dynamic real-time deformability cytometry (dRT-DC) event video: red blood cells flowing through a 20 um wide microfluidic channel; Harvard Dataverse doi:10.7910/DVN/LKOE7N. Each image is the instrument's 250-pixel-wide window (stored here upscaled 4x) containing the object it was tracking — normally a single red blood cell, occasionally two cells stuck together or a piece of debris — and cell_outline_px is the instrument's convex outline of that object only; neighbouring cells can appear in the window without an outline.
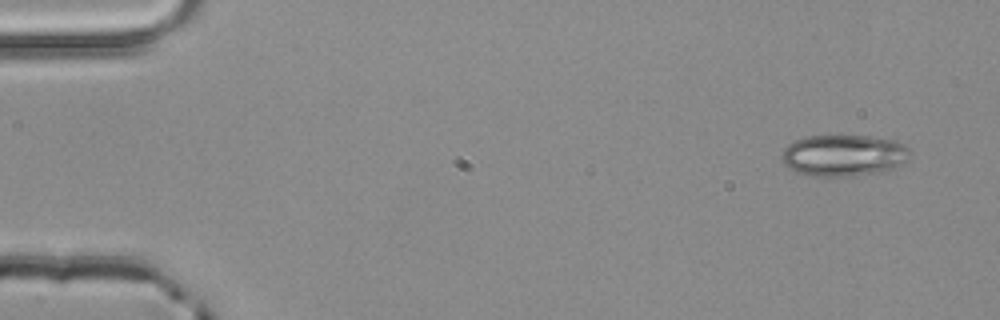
{"species": "common noctule bat (a hibernating species)", "species_latin": "Nyctalus noctula", "temperature_condition": "room temperature", "stored_images_in_passage": 5, "camera_frame_rate_fps": 3000, "um_per_image_px": 0.085, "animal": {"sex": "male", "body_mass_g": 20.4}, "frame": {"image": 1, "passage_image": 1, "time_ms": 0.0, "image_size_px": [1000, 320], "cell_outline_px": [[912, 152], [896, 168], [876, 172], [852, 176], [816, 176], [796, 172], [788, 168], [784, 164], [780, 156], [784, 148], [788, 144], [804, 136], [868, 136], [896, 140], [904, 144]], "centroid_in_image_um": [71.69, 13.2], "position_along_channel_um": 13.3, "area_um2": 31.04}}
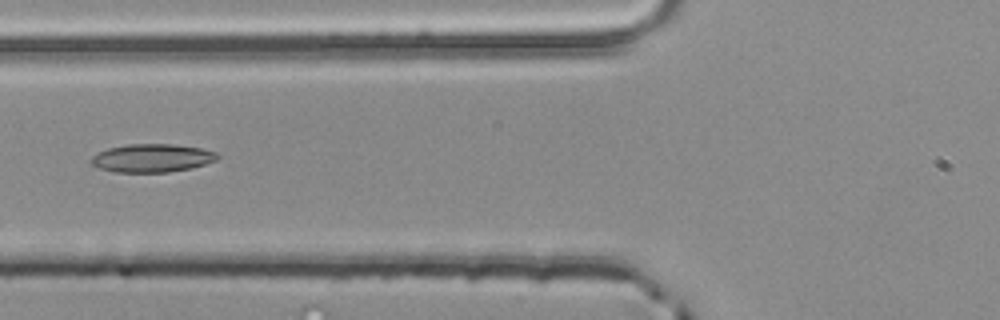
{"frame": {"image": 2, "passage_image": 5, "time_ms": 1.333, "image_size_px": [1000, 320], "cell_outline_px": [[220, 156], [216, 160], [192, 168], [168, 172], [116, 172], [100, 168], [92, 164], [92, 156], [108, 148], [128, 144], [176, 144], [200, 148], [216, 152]], "centroid_in_image_um": [12.96, 13.43], "position_along_channel_um": 112.8, "area_um2": 20.63}}